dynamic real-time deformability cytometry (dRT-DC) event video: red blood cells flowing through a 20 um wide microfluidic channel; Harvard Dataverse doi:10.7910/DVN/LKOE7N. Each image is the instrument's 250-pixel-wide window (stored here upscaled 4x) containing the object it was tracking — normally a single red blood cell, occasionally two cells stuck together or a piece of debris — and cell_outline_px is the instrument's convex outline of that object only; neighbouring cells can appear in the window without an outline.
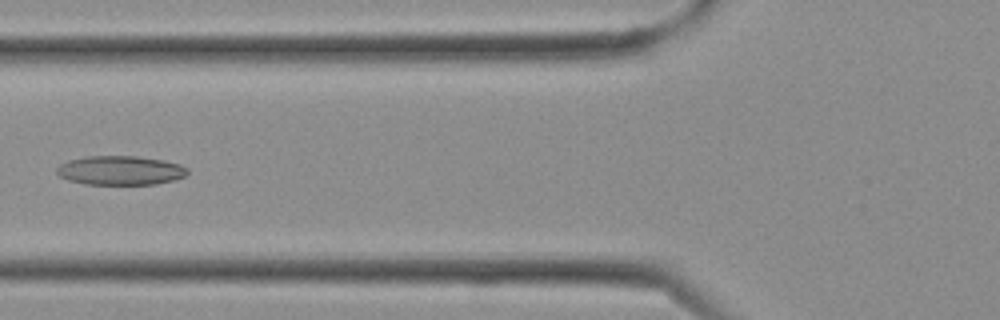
{"species": "Egyptian fruit bat (a non-hibernating species)", "species_latin": "Rousettus aegyptiacus", "temperature_condition": "cold", "stored_images_in_passage": 31, "camera_frame_rate_fps": 3000, "um_per_image_px": 0.085, "frame": {"image": 1, "passage_image": 12, "time_ms": 3.667, "image_size_px": [1000, 320], "cell_outline_px": [[188, 172], [184, 176], [172, 180], [156, 184], [84, 184], [68, 180], [60, 176], [56, 172], [56, 168], [60, 164], [68, 160], [88, 156], [136, 156], [164, 160], [180, 164], [188, 168]], "centroid_in_image_um": [10.22, 14.48], "position_along_channel_um": 115.6, "area_um2": 22.2}}
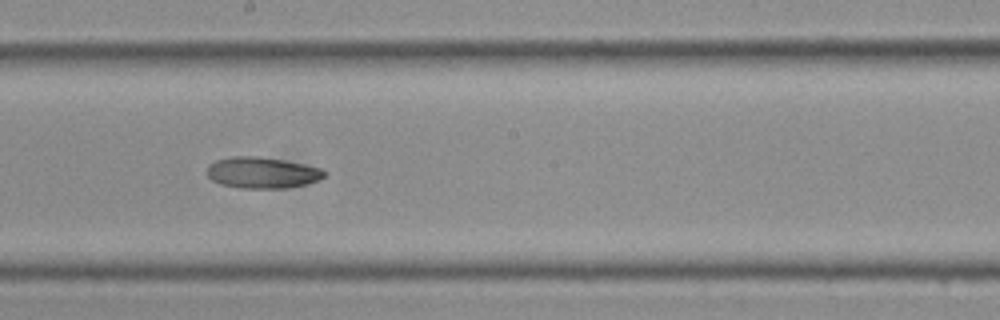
{"frame": {"image": 2, "passage_image": 17, "time_ms": 5.333, "image_size_px": [1000, 320], "cell_outline_px": [[328, 172], [320, 180], [288, 188], [240, 188], [220, 184], [212, 180], [208, 176], [208, 164], [216, 160], [232, 156], [256, 156], [284, 160], [320, 168]], "centroid_in_image_um": [22.28, 14.68], "position_along_channel_um": 225.9, "area_um2": 21.33}}
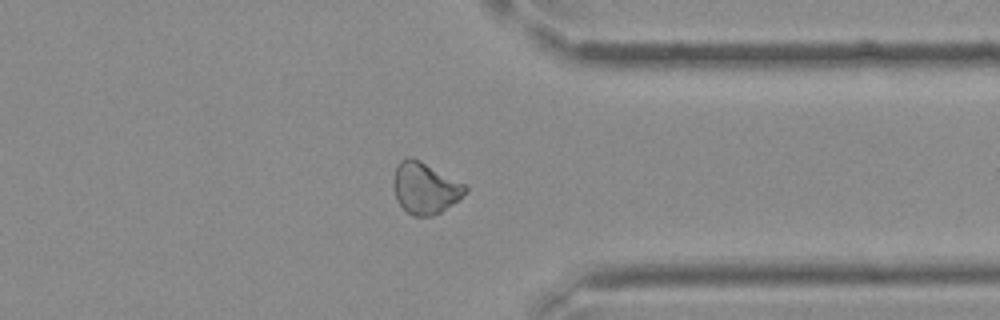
{"frame": {"image": 3, "passage_image": 24, "time_ms": 7.667, "image_size_px": [1000, 320], "cell_outline_px": [[468, 192], [452, 204], [440, 212], [432, 216], [412, 216], [396, 200], [392, 184], [392, 180], [396, 168], [400, 160], [408, 156], [420, 160], [464, 184], [468, 188]], "centroid_in_image_um": [36.1, 15.98], "position_along_channel_um": 375.3, "area_um2": 21.44}}